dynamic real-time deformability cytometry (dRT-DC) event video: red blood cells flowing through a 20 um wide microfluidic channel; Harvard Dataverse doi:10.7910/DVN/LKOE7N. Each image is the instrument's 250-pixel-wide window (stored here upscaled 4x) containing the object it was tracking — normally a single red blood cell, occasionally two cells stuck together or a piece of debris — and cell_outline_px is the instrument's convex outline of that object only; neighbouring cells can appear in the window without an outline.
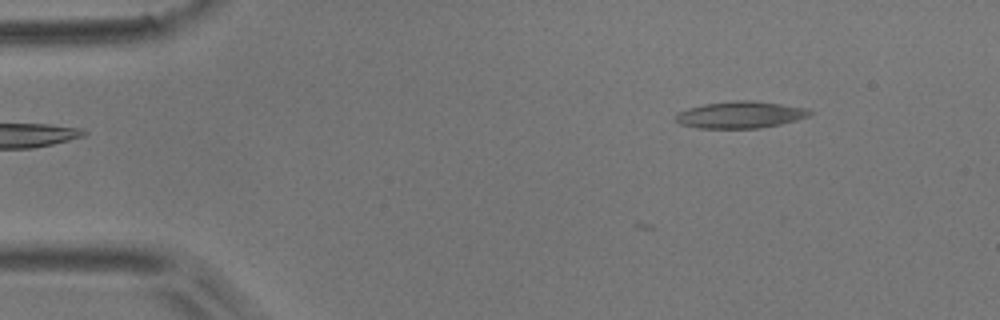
{"species": "common noctule bat (a hibernating species)", "species_latin": "Nyctalus noctula", "temperature_condition": "room temperature", "stored_images_in_passage": 9, "camera_frame_rate_fps": 3000, "um_per_image_px": 0.085, "animal": {"sex": "male", "body_mass_g": 17.9}, "frame": {"image": 1, "passage_image": 1, "time_ms": 0.0, "image_size_px": [1000, 320], "cell_outline_px": [[812, 112], [808, 116], [796, 120], [780, 124], [760, 128], [700, 128], [680, 124], [676, 120], [676, 116], [680, 112], [688, 108], [704, 104], [736, 100], [752, 100], [808, 108]], "centroid_in_image_um": [62.94, 9.75], "position_along_channel_um": 22.1, "area_um2": 20.75}}
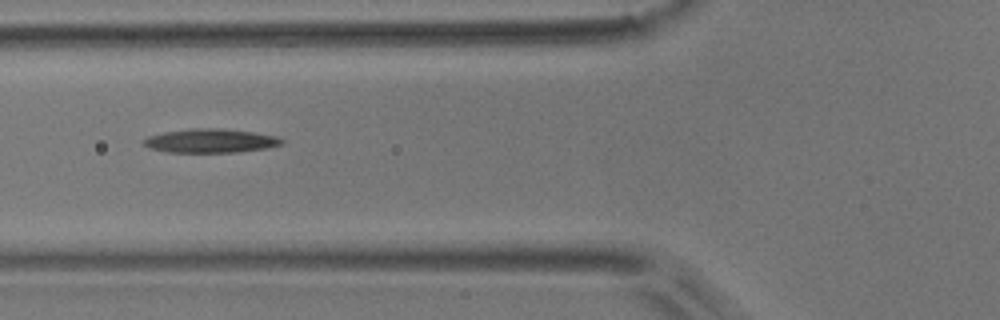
{"frame": {"image": 2, "passage_image": 4, "time_ms": 1.0, "image_size_px": [1000, 320], "cell_outline_px": [[284, 144], [264, 148], [236, 152], [168, 152], [148, 148], [140, 140], [148, 136], [164, 132], [192, 128], [220, 128], [252, 132], [276, 136], [284, 140]], "centroid_in_image_um": [17.85, 11.96], "position_along_channel_um": 107.9, "area_um2": 19.19}}
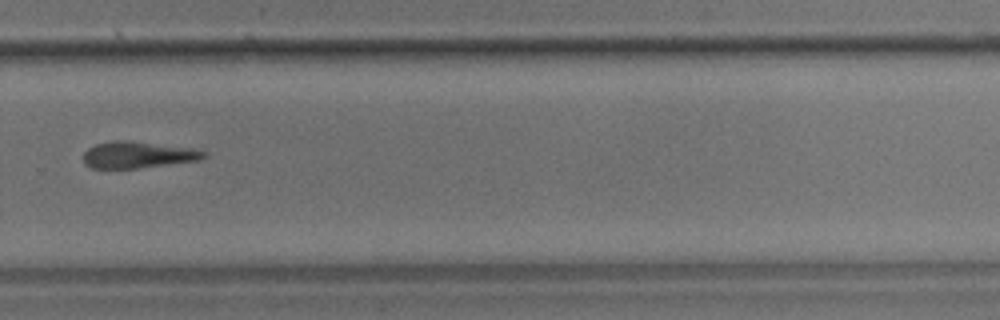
{"frame": {"image": 3, "passage_image": 9, "time_ms": 2.667, "image_size_px": [1000, 320], "cell_outline_px": [[208, 156], [200, 160], [136, 168], [92, 168], [84, 164], [84, 152], [88, 148], [96, 144], [112, 140], [124, 140], [192, 148], [208, 152]], "centroid_in_image_um": [11.72, 13.16], "position_along_channel_um": 318.1, "area_um2": 18.55}}